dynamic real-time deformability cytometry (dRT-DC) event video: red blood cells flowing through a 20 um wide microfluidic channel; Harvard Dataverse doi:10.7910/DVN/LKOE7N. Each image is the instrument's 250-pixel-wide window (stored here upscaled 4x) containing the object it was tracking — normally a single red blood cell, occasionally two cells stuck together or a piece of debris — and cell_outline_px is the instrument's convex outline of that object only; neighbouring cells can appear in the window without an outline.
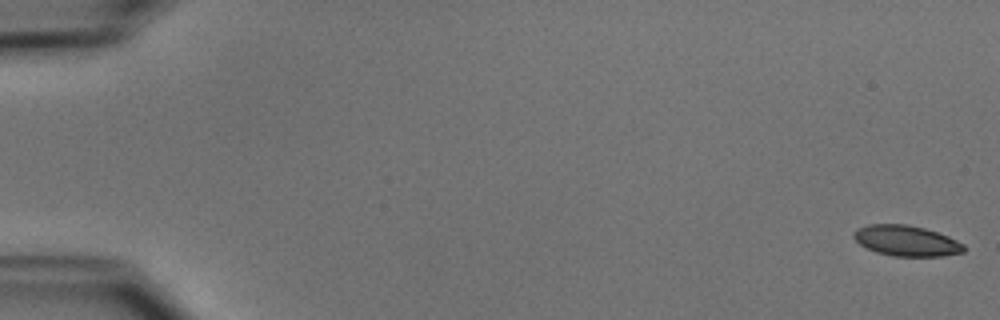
{"species": "common noctule bat (a hibernating species)", "species_latin": "Nyctalus noctula", "temperature_condition": "cold", "stored_images_in_passage": 52, "camera_frame_rate_fps": 3000, "um_per_image_px": 0.085, "animal": {"sex": "male", "body_mass_g": 15.6}, "frame": {"image": 1, "passage_image": 1, "time_ms": 0.0, "image_size_px": [1000, 320], "cell_outline_px": [[964, 252], [940, 256], [892, 256], [876, 252], [860, 244], [852, 236], [852, 232], [856, 228], [868, 224], [908, 224], [924, 228], [948, 236], [964, 244]], "centroid_in_image_um": [77.01, 20.45], "position_along_channel_um": 8.0, "area_um2": 19.65}}
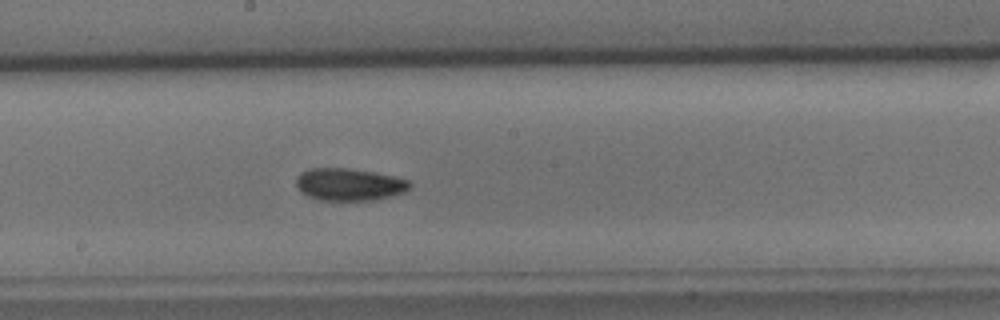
{"frame": {"image": 2, "passage_image": 29, "time_ms": 9.333, "image_size_px": [1000, 320], "cell_outline_px": [[412, 184], [404, 192], [372, 200], [320, 200], [308, 196], [300, 192], [296, 184], [296, 176], [300, 172], [308, 168], [348, 168], [372, 172], [392, 176], [408, 180]], "centroid_in_image_um": [29.61, 15.67], "position_along_channel_um": 218.6, "area_um2": 21.27}}
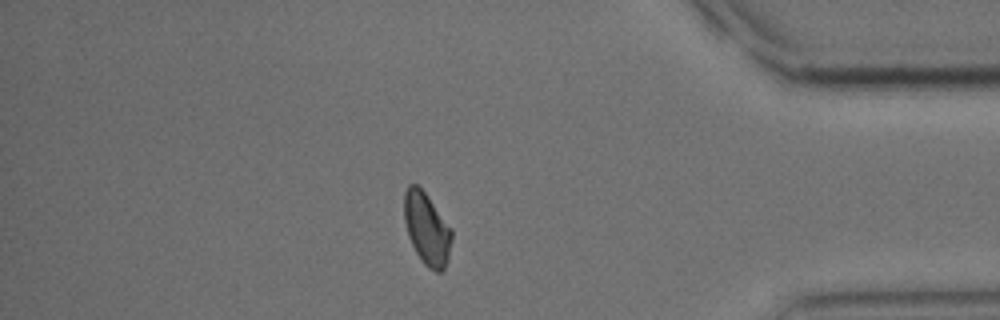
{"frame": {"image": 3, "passage_image": 45, "time_ms": 14.667, "image_size_px": [1000, 320], "cell_outline_px": [[452, 240], [448, 260], [444, 268], [440, 272], [436, 272], [428, 268], [424, 264], [416, 252], [408, 236], [404, 220], [404, 192], [408, 184], [416, 184], [424, 192], [452, 228]], "centroid_in_image_um": [36.28, 19.45], "position_along_channel_um": 398.9, "area_um2": 20.0}, "authors_computed_cell_mechanics": {"area_um2": 20.23, "velocity_mm_per_s": 3.9243, "shape_relaxation_time_tau1_ms": 4.6144, "shape_relaxation_time_tau2_ms": 4.7676, "deformation_change_tau1": 0.1136, "deformation_change_tau2": 0.0693}}